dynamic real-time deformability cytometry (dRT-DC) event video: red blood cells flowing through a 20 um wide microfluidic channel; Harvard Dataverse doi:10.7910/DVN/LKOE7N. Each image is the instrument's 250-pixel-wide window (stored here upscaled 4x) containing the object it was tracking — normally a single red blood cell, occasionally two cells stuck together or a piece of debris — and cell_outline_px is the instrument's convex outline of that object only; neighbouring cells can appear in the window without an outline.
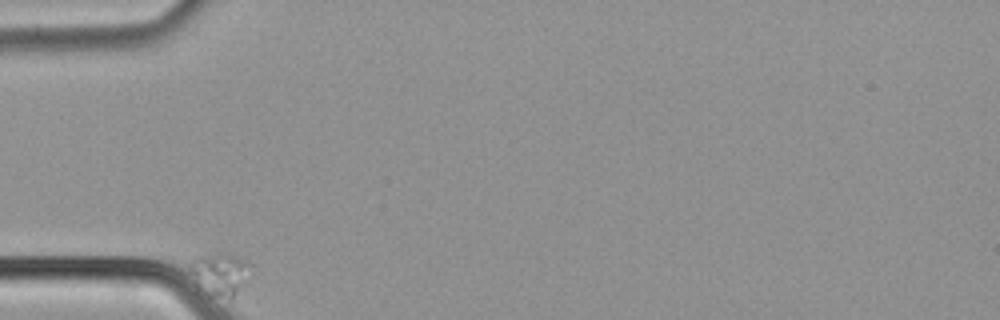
{"species": "common noctule bat (a hibernating species)", "species_latin": "Nyctalus noctula", "temperature_condition": "cold", "stored_images_in_passage": 43, "camera_frame_rate_fps": 3000, "um_per_image_px": 0.085, "animal": {"sex": "male", "body_mass_g": 21.5, "forearm_length_mm": 52.0}, "frame": {"image": 1, "passage_image": 1, "time_ms": 0.0, "image_size_px": [1000, 320], "cell_outline_px": [[248, 284], [232, 300], [208, 300], [196, 292], [192, 284], [188, 272], [188, 264], [192, 260], [200, 256], [220, 252], [228, 252], [248, 260]], "centroid_in_image_um": [18.61, 23.42], "position_along_channel_um": 66.4, "area_um2": 17.05}}
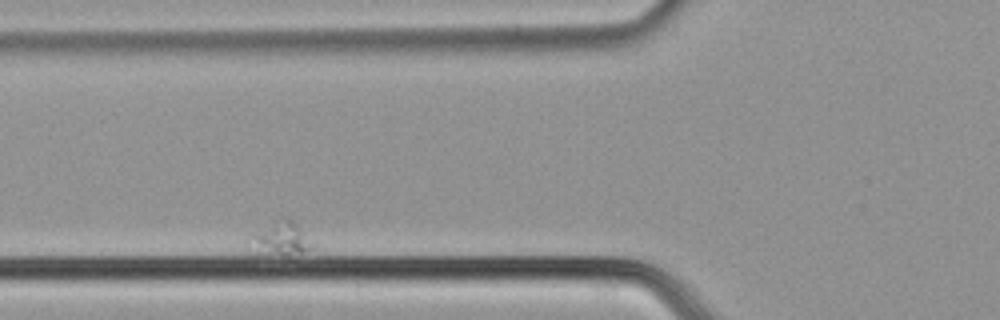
{"frame": {"image": 2, "passage_image": 7, "time_ms": 2.0, "image_size_px": [1000, 320], "cell_outline_px": [[316, 248], [304, 252], [288, 256], [284, 256], [252, 252], [252, 236], [280, 216], [284, 216], [296, 224]], "centroid_in_image_um": [23.9, 20.32], "position_along_channel_um": 101.9, "area_um2": 12.02}}
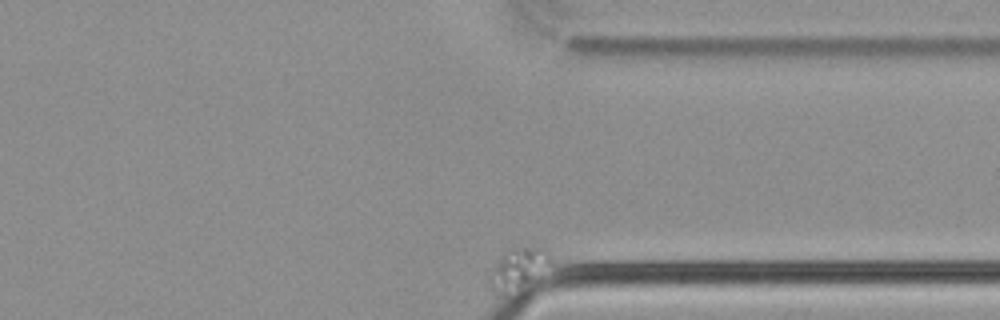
{"frame": {"image": 3, "passage_image": 43, "time_ms": 14.0, "image_size_px": [1000, 320], "cell_outline_px": [[552, 260], [536, 280], [504, 296], [492, 288], [488, 280], [500, 256], [504, 252], [524, 248], [540, 248]], "centroid_in_image_um": [44.03, 22.9], "position_along_channel_um": 367.4, "area_um2": 13.93}}